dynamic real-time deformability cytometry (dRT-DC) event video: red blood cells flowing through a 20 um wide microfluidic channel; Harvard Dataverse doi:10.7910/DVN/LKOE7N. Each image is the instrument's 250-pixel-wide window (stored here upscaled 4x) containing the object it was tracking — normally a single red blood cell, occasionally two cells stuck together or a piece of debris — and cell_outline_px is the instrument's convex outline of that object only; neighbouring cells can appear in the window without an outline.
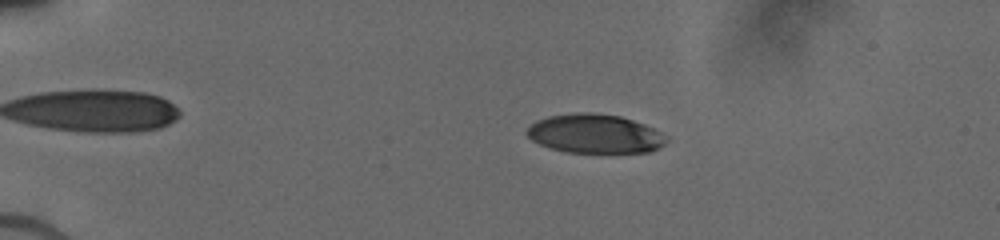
{"species": "human", "species_latin": "Homo sapiens", "temperature_condition": "cold", "stored_images_in_passage": 13, "camera_frame_rate_fps": 3000, "um_per_image_px": 0.085, "donor": {"sex": "male"}, "frame": {"image": 1, "passage_image": 6, "time_ms": 3.333, "image_size_px": [1000, 240], "cell_outline_px": [[668, 140], [660, 148], [652, 152], [564, 152], [540, 144], [532, 140], [524, 132], [536, 120], [548, 116], [576, 112], [592, 112], [620, 116], [644, 124], [668, 136]], "centroid_in_image_um": [50.57, 11.36], "position_along_channel_um": 34.4, "area_um2": 31.79}}
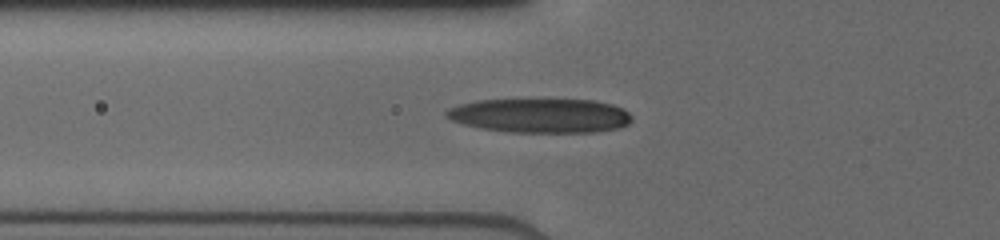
{"frame": {"image": 2, "passage_image": 11, "time_ms": 6.333, "image_size_px": [1000, 240], "cell_outline_px": [[632, 120], [628, 124], [620, 128], [596, 132], [508, 132], [480, 128], [464, 124], [452, 120], [444, 116], [444, 112], [448, 108], [460, 104], [476, 100], [596, 100], [612, 104], [624, 108], [632, 116]], "centroid_in_image_um": [45.94, 9.83], "position_along_channel_um": 79.9, "area_um2": 37.22}}
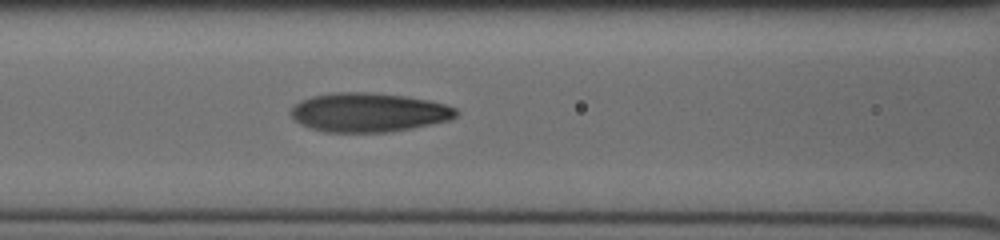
{"frame": {"image": 3, "passage_image": 13, "time_ms": 7.667, "image_size_px": [1000, 240], "cell_outline_px": [[460, 112], [452, 120], [412, 128], [388, 132], [324, 132], [300, 124], [292, 116], [292, 108], [300, 100], [312, 96], [332, 92], [368, 92], [404, 96], [428, 100], [444, 104], [456, 108]], "centroid_in_image_um": [31.37, 9.55], "position_along_channel_um": 135.2, "area_um2": 37.63}}